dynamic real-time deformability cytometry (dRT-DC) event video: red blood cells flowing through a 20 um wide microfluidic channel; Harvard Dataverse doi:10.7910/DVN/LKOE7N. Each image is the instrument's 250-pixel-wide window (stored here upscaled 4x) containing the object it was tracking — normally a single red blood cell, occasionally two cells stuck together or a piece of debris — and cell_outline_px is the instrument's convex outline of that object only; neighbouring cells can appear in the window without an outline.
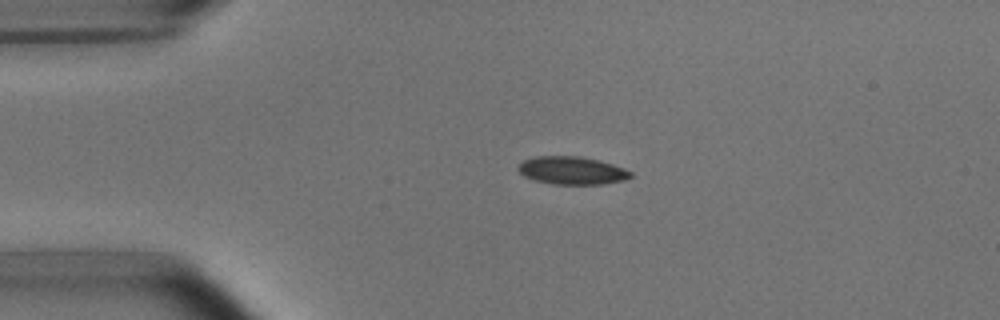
{"species": "common noctule bat (a hibernating species)", "species_latin": "Nyctalus noctula", "temperature_condition": "room temperature", "stored_images_in_passage": 2, "camera_frame_rate_fps": 3000, "um_per_image_px": 0.085, "animal": {"sex": "male", "body_mass_g": 15.6}, "frame": {"image": 1, "passage_image": 1, "time_ms": 0.0, "image_size_px": [1000, 320], "cell_outline_px": [[632, 176], [624, 180], [600, 184], [552, 184], [536, 180], [524, 176], [516, 168], [524, 160], [536, 156], [580, 156], [612, 164], [624, 168], [632, 172]], "centroid_in_image_um": [48.61, 14.49], "position_along_channel_um": 36.4, "area_um2": 18.09}}